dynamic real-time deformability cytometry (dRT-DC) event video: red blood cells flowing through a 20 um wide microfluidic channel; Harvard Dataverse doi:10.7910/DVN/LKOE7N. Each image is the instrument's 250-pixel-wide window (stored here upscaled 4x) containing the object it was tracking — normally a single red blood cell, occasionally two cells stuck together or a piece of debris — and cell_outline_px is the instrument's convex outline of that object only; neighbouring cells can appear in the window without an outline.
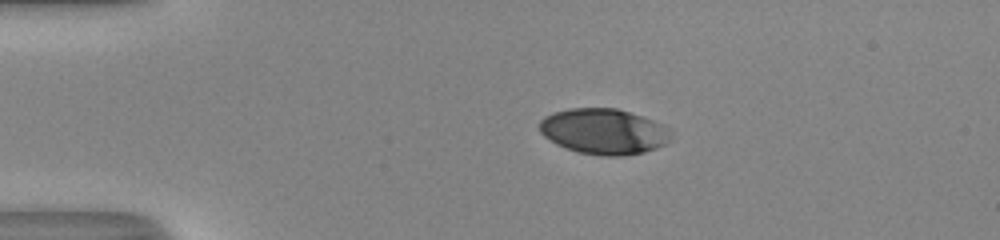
{"species": "human", "species_latin": "Homo sapiens", "temperature_condition": "room temperature", "stored_images_in_passage": 41, "camera_frame_rate_fps": 3000, "um_per_image_px": 0.085, "donor": {"sex": "male"}, "frame": {"image": 1, "passage_image": 1, "time_ms": 0.0, "image_size_px": [1000, 240], "cell_outline_px": [[668, 140], [664, 144], [656, 148], [644, 152], [624, 156], [600, 156], [576, 152], [556, 144], [544, 136], [540, 132], [540, 120], [544, 116], [568, 108], [616, 108], [652, 120], [668, 128]], "centroid_in_image_um": [51.26, 11.18], "position_along_channel_um": 33.7, "area_um2": 34.68}}
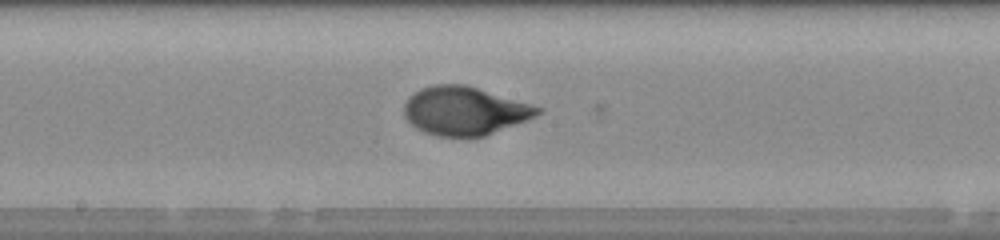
{"frame": {"image": 2, "passage_image": 18, "time_ms": 5.667, "image_size_px": [1000, 240], "cell_outline_px": [[544, 112], [536, 116], [484, 136], [436, 136], [424, 132], [416, 128], [404, 116], [404, 104], [408, 96], [420, 88], [436, 84], [464, 84], [544, 108]], "centroid_in_image_um": [39.47, 9.41], "position_along_channel_um": 208.7, "area_um2": 37.51}}
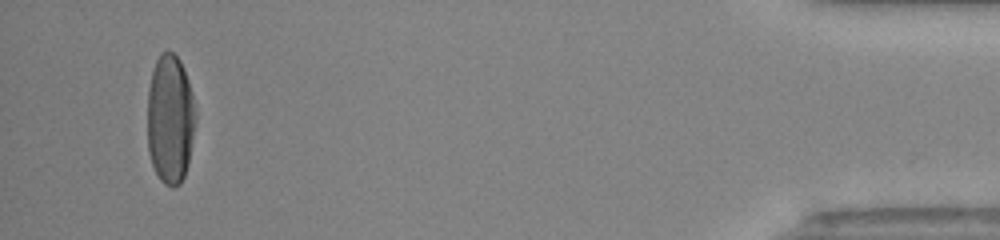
{"frame": {"image": 3, "passage_image": 39, "time_ms": 12.667, "image_size_px": [1000, 240], "cell_outline_px": [[196, 120], [188, 164], [184, 176], [180, 184], [172, 188], [164, 184], [160, 180], [152, 164], [148, 152], [148, 88], [152, 72], [156, 60], [160, 52], [168, 48], [180, 60], [184, 68], [188, 80], [192, 96], [196, 116]], "centroid_in_image_um": [14.46, 10.12], "position_along_channel_um": 420.7, "area_um2": 36.59}, "authors_computed_cell_mechanics": {"area_um2": 37.281, "velocity_mm_per_s": 4.1009, "shape_relaxation_time_tau1_ms": 3.8787, "shape_relaxation_time_tau2_ms": null, "deformation_change_tau1": 0.1987, "deformation_change_tau2": null}}